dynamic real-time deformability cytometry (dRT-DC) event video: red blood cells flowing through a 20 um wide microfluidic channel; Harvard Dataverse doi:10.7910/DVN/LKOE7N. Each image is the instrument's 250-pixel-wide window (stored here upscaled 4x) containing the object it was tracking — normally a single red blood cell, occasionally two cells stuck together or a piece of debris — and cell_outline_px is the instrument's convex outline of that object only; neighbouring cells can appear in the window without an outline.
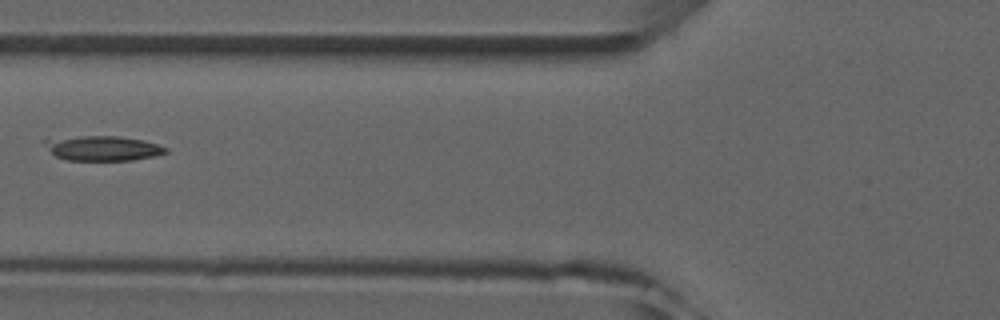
{"species": "common noctule bat (a hibernating species)", "species_latin": "Nyctalus noctula", "temperature_condition": "room temperature", "stored_images_in_passage": 7, "camera_frame_rate_fps": 3000, "um_per_image_px": 0.085, "animal": {"sex": "male", "forearm_length_mm": 52.5}, "frame": {"image": 1, "passage_image": 5, "time_ms": 5.667, "image_size_px": [1000, 320], "cell_outline_px": [[168, 152], [156, 156], [132, 160], [68, 160], [56, 156], [40, 140], [80, 136], [120, 136], [144, 140], [168, 148]], "centroid_in_image_um": [8.77, 12.6], "position_along_channel_um": 117.0, "area_um2": 17.46}}
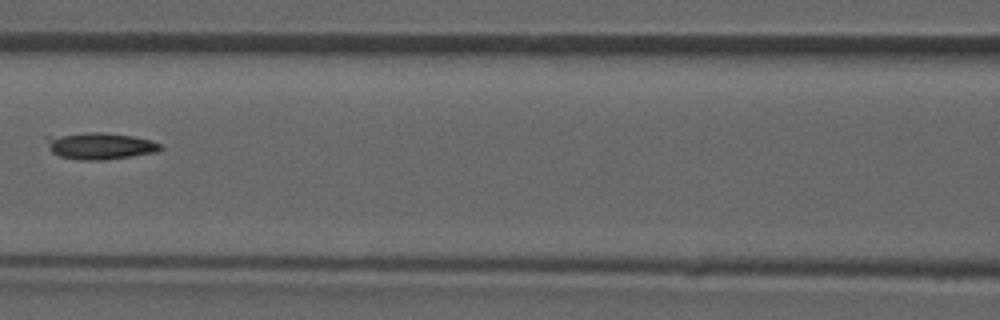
{"frame": {"image": 2, "passage_image": 6, "time_ms": 6.667, "image_size_px": [1000, 320], "cell_outline_px": [[164, 148], [156, 152], [132, 156], [104, 160], [80, 160], [60, 156], [52, 152], [48, 148], [44, 136], [84, 132], [104, 132], [132, 136], [152, 140], [160, 144]], "centroid_in_image_um": [8.47, 12.39], "position_along_channel_um": 158.1, "area_um2": 17.98}}